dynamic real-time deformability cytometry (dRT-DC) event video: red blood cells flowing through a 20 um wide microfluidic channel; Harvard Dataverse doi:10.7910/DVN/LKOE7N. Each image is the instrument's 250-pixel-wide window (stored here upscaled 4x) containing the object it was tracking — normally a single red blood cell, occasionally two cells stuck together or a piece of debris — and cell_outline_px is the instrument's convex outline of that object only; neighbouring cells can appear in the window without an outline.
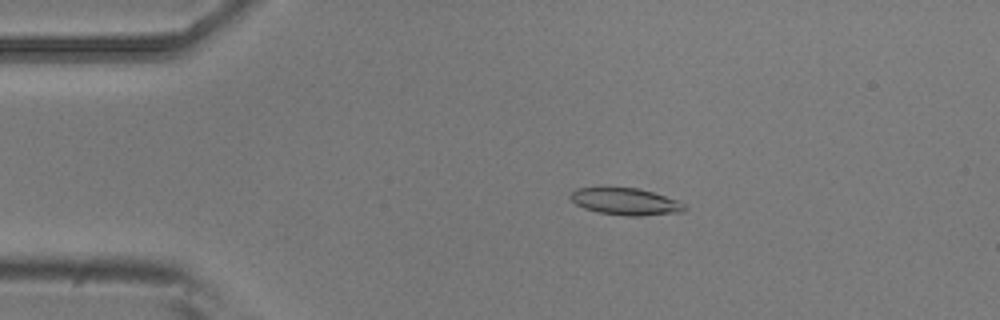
{"species": "common noctule bat (a hibernating species)", "species_latin": "Nyctalus noctula", "temperature_condition": "room temperature", "stored_images_in_passage": 8, "camera_frame_rate_fps": 3000, "um_per_image_px": 0.085, "animal": {"sex": "male", "body_mass_g": 20.5, "forearm_length_mm": 52.5}, "frame": {"image": 1, "passage_image": 2, "time_ms": 0.333, "image_size_px": [1000, 320], "cell_outline_px": [[688, 208], [684, 212], [640, 216], [624, 216], [596, 212], [584, 208], [576, 204], [568, 196], [568, 192], [576, 188], [636, 188], [652, 192], [680, 200]], "centroid_in_image_um": [53.18, 17.14], "position_along_channel_um": 31.8, "area_um2": 18.15}}
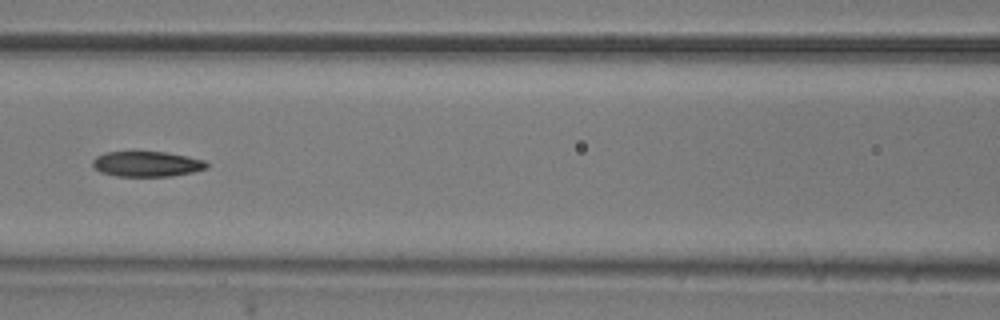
{"frame": {"image": 2, "passage_image": 5, "time_ms": 1.333, "image_size_px": [1000, 320], "cell_outline_px": [[208, 168], [192, 172], [172, 176], [116, 176], [100, 172], [92, 164], [92, 160], [96, 156], [108, 152], [164, 152], [188, 156], [204, 160], [208, 164]], "centroid_in_image_um": [12.49, 13.94], "position_along_channel_um": 154.1, "area_um2": 16.76}}
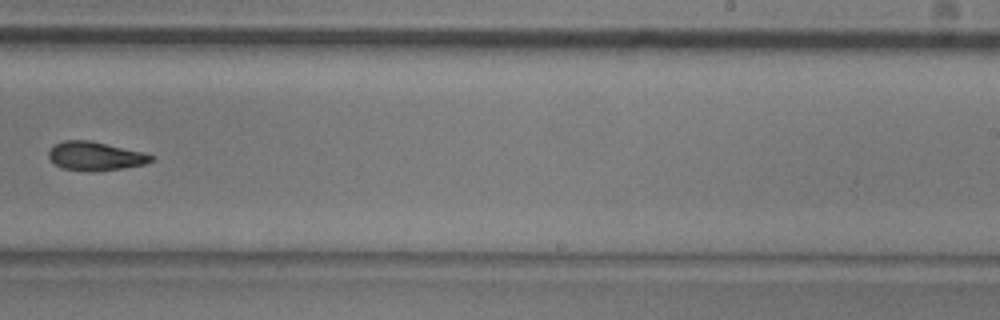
{"frame": {"image": 3, "passage_image": 8, "time_ms": 2.333, "image_size_px": [1000, 320], "cell_outline_px": [[156, 156], [152, 160], [144, 164], [124, 168], [92, 172], [88, 172], [60, 168], [48, 156], [48, 152], [52, 144], [64, 140], [88, 140], [144, 152]], "centroid_in_image_um": [8.08, 13.27], "position_along_channel_um": 280.9, "area_um2": 17.34}}